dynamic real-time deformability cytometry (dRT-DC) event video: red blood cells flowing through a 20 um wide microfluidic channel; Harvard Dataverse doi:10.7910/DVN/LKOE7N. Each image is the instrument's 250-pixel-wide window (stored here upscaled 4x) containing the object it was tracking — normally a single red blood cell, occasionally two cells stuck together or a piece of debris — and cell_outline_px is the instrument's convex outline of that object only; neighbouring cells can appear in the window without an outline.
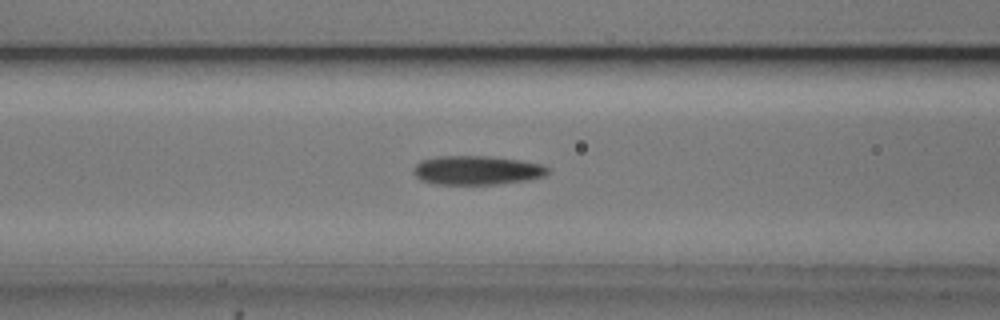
{"species": "common noctule bat (a hibernating species)", "species_latin": "Nyctalus noctula", "temperature_condition": "cold", "stored_images_in_passage": 41, "camera_frame_rate_fps": 3000, "um_per_image_px": 0.085, "animal": {"sex": "male", "body_mass_g": 20.5, "forearm_length_mm": 52.5}, "frame": {"image": 1, "passage_image": 16, "time_ms": 5.0, "image_size_px": [1000, 320], "cell_outline_px": [[548, 172], [544, 176], [524, 180], [500, 184], [432, 184], [420, 180], [412, 172], [416, 164], [420, 160], [436, 156], [488, 156], [520, 160], [540, 164], [548, 168]], "centroid_in_image_um": [40.47, 14.47], "position_along_channel_um": 126.1, "area_um2": 22.72}}
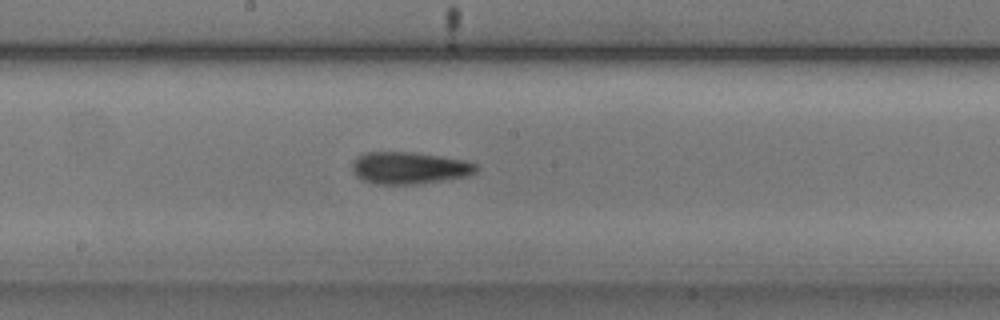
{"frame": {"image": 2, "passage_image": 23, "time_ms": 7.333, "image_size_px": [1000, 320], "cell_outline_px": [[480, 168], [476, 172], [468, 176], [444, 180], [416, 184], [376, 184], [364, 180], [356, 176], [352, 168], [352, 164], [356, 156], [364, 152], [412, 152], [440, 156], [464, 160], [476, 164]], "centroid_in_image_um": [34.79, 14.27], "position_along_channel_um": 213.4, "area_um2": 23.24}}
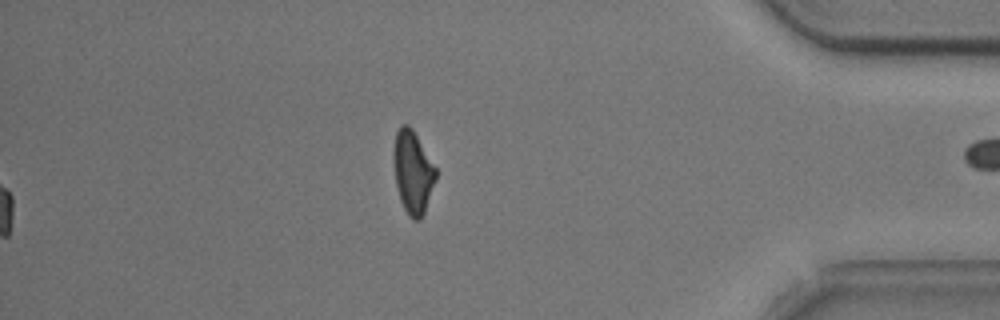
{"frame": {"image": 3, "passage_image": 41, "time_ms": 13.333, "image_size_px": [1000, 320], "cell_outline_px": [[436, 180], [424, 212], [420, 220], [412, 220], [408, 216], [400, 200], [396, 184], [392, 160], [392, 156], [396, 132], [400, 124], [408, 124], [412, 128], [436, 168]], "centroid_in_image_um": [35.07, 14.62], "position_along_channel_um": 400.1, "area_um2": 20.46}, "authors_computed_cell_mechanics": {"area_um2": 22.1952, "velocity_mm_per_s": 3.7349, "shape_relaxation_time_tau1_ms": 3.6186, "shape_relaxation_time_tau2_ms": 4.026, "deformation_change_tau1": 0.1538, "deformation_change_tau2": 0.1382}}